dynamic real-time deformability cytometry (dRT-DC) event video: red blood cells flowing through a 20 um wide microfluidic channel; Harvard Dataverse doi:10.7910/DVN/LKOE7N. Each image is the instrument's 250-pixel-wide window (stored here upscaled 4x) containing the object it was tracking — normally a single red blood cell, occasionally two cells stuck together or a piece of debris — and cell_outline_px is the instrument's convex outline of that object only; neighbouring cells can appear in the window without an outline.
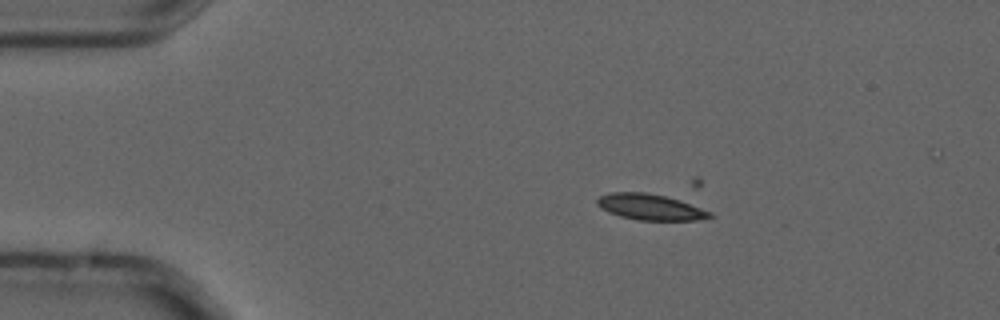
{"species": "common noctule bat (a hibernating species)", "species_latin": "Nyctalus noctula", "temperature_condition": "cold", "stored_images_in_passage": 7, "camera_frame_rate_fps": 3000, "um_per_image_px": 0.085, "animal": {"sex": "male", "forearm_length_mm": 52.5}, "frame": {"image": 1, "passage_image": 4, "time_ms": 1.0, "image_size_px": [1000, 320], "cell_outline_px": [[712, 216], [696, 220], [636, 220], [620, 216], [608, 212], [600, 208], [596, 204], [596, 200], [600, 196], [608, 192], [644, 192], [664, 196], [680, 200], [712, 212]], "centroid_in_image_um": [55.22, 17.59], "position_along_channel_um": 29.8, "area_um2": 16.99}}